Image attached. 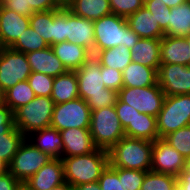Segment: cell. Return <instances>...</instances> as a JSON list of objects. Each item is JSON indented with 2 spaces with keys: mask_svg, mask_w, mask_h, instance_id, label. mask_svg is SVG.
<instances>
[{
  "mask_svg": "<svg viewBox=\"0 0 190 190\" xmlns=\"http://www.w3.org/2000/svg\"><path fill=\"white\" fill-rule=\"evenodd\" d=\"M75 73L79 98L87 102L91 111L115 105L118 92L105 87L101 64L94 55H91Z\"/></svg>",
  "mask_w": 190,
  "mask_h": 190,
  "instance_id": "6da1fadb",
  "label": "cell"
},
{
  "mask_svg": "<svg viewBox=\"0 0 190 190\" xmlns=\"http://www.w3.org/2000/svg\"><path fill=\"white\" fill-rule=\"evenodd\" d=\"M61 160L65 181L75 188L83 183L97 182L109 165V154L97 148L89 154L64 157Z\"/></svg>",
  "mask_w": 190,
  "mask_h": 190,
  "instance_id": "7a4b0ae2",
  "label": "cell"
},
{
  "mask_svg": "<svg viewBox=\"0 0 190 190\" xmlns=\"http://www.w3.org/2000/svg\"><path fill=\"white\" fill-rule=\"evenodd\" d=\"M153 142L124 136L109 151V166L148 172Z\"/></svg>",
  "mask_w": 190,
  "mask_h": 190,
  "instance_id": "3957f363",
  "label": "cell"
},
{
  "mask_svg": "<svg viewBox=\"0 0 190 190\" xmlns=\"http://www.w3.org/2000/svg\"><path fill=\"white\" fill-rule=\"evenodd\" d=\"M95 33V54L98 51L124 45L133 48L140 37L133 32L125 17L109 14L93 21Z\"/></svg>",
  "mask_w": 190,
  "mask_h": 190,
  "instance_id": "277c9868",
  "label": "cell"
},
{
  "mask_svg": "<svg viewBox=\"0 0 190 190\" xmlns=\"http://www.w3.org/2000/svg\"><path fill=\"white\" fill-rule=\"evenodd\" d=\"M54 105L50 97L36 96L14 112L15 127L25 137L34 131L50 127Z\"/></svg>",
  "mask_w": 190,
  "mask_h": 190,
  "instance_id": "5b68a950",
  "label": "cell"
},
{
  "mask_svg": "<svg viewBox=\"0 0 190 190\" xmlns=\"http://www.w3.org/2000/svg\"><path fill=\"white\" fill-rule=\"evenodd\" d=\"M89 130L96 147L106 151L125 136L114 106L91 111Z\"/></svg>",
  "mask_w": 190,
  "mask_h": 190,
  "instance_id": "8992f818",
  "label": "cell"
},
{
  "mask_svg": "<svg viewBox=\"0 0 190 190\" xmlns=\"http://www.w3.org/2000/svg\"><path fill=\"white\" fill-rule=\"evenodd\" d=\"M190 125V94L165 96L157 116L159 138Z\"/></svg>",
  "mask_w": 190,
  "mask_h": 190,
  "instance_id": "52a82bcc",
  "label": "cell"
},
{
  "mask_svg": "<svg viewBox=\"0 0 190 190\" xmlns=\"http://www.w3.org/2000/svg\"><path fill=\"white\" fill-rule=\"evenodd\" d=\"M50 160L47 154L35 148L26 138L18 147L17 153L9 164V172L24 184L37 171H39Z\"/></svg>",
  "mask_w": 190,
  "mask_h": 190,
  "instance_id": "ba28073f",
  "label": "cell"
},
{
  "mask_svg": "<svg viewBox=\"0 0 190 190\" xmlns=\"http://www.w3.org/2000/svg\"><path fill=\"white\" fill-rule=\"evenodd\" d=\"M118 98L139 113L157 117L162 109L165 94L157 83L141 88L123 87L118 92Z\"/></svg>",
  "mask_w": 190,
  "mask_h": 190,
  "instance_id": "9c48e42d",
  "label": "cell"
},
{
  "mask_svg": "<svg viewBox=\"0 0 190 190\" xmlns=\"http://www.w3.org/2000/svg\"><path fill=\"white\" fill-rule=\"evenodd\" d=\"M91 109L82 98L55 104L50 127L59 132L68 128H90Z\"/></svg>",
  "mask_w": 190,
  "mask_h": 190,
  "instance_id": "30bf717a",
  "label": "cell"
},
{
  "mask_svg": "<svg viewBox=\"0 0 190 190\" xmlns=\"http://www.w3.org/2000/svg\"><path fill=\"white\" fill-rule=\"evenodd\" d=\"M30 74L31 69L25 53L10 47H0V86L4 92L18 82L28 80Z\"/></svg>",
  "mask_w": 190,
  "mask_h": 190,
  "instance_id": "8fae6325",
  "label": "cell"
},
{
  "mask_svg": "<svg viewBox=\"0 0 190 190\" xmlns=\"http://www.w3.org/2000/svg\"><path fill=\"white\" fill-rule=\"evenodd\" d=\"M186 159L163 138L153 142L151 171L178 177Z\"/></svg>",
  "mask_w": 190,
  "mask_h": 190,
  "instance_id": "7c38bea8",
  "label": "cell"
},
{
  "mask_svg": "<svg viewBox=\"0 0 190 190\" xmlns=\"http://www.w3.org/2000/svg\"><path fill=\"white\" fill-rule=\"evenodd\" d=\"M157 74L165 96L190 94V65L161 64Z\"/></svg>",
  "mask_w": 190,
  "mask_h": 190,
  "instance_id": "4fadbf2b",
  "label": "cell"
},
{
  "mask_svg": "<svg viewBox=\"0 0 190 190\" xmlns=\"http://www.w3.org/2000/svg\"><path fill=\"white\" fill-rule=\"evenodd\" d=\"M93 20L75 15L66 7V41L87 48L95 55V33Z\"/></svg>",
  "mask_w": 190,
  "mask_h": 190,
  "instance_id": "5bb4252c",
  "label": "cell"
},
{
  "mask_svg": "<svg viewBox=\"0 0 190 190\" xmlns=\"http://www.w3.org/2000/svg\"><path fill=\"white\" fill-rule=\"evenodd\" d=\"M60 133L63 141L61 158L85 155L97 149L89 128H68Z\"/></svg>",
  "mask_w": 190,
  "mask_h": 190,
  "instance_id": "9a60e30c",
  "label": "cell"
},
{
  "mask_svg": "<svg viewBox=\"0 0 190 190\" xmlns=\"http://www.w3.org/2000/svg\"><path fill=\"white\" fill-rule=\"evenodd\" d=\"M30 17L0 9V47H11L29 26Z\"/></svg>",
  "mask_w": 190,
  "mask_h": 190,
  "instance_id": "2e32d148",
  "label": "cell"
},
{
  "mask_svg": "<svg viewBox=\"0 0 190 190\" xmlns=\"http://www.w3.org/2000/svg\"><path fill=\"white\" fill-rule=\"evenodd\" d=\"M63 182H65L63 162L61 159H52L24 185L29 190H50Z\"/></svg>",
  "mask_w": 190,
  "mask_h": 190,
  "instance_id": "e0dca14e",
  "label": "cell"
},
{
  "mask_svg": "<svg viewBox=\"0 0 190 190\" xmlns=\"http://www.w3.org/2000/svg\"><path fill=\"white\" fill-rule=\"evenodd\" d=\"M26 56L31 72L46 74L54 78L68 72L51 46L43 50L26 53Z\"/></svg>",
  "mask_w": 190,
  "mask_h": 190,
  "instance_id": "ac0fdd59",
  "label": "cell"
},
{
  "mask_svg": "<svg viewBox=\"0 0 190 190\" xmlns=\"http://www.w3.org/2000/svg\"><path fill=\"white\" fill-rule=\"evenodd\" d=\"M161 64L190 65V47L184 37L164 35L160 45Z\"/></svg>",
  "mask_w": 190,
  "mask_h": 190,
  "instance_id": "d6986e66",
  "label": "cell"
},
{
  "mask_svg": "<svg viewBox=\"0 0 190 190\" xmlns=\"http://www.w3.org/2000/svg\"><path fill=\"white\" fill-rule=\"evenodd\" d=\"M126 20L130 29L140 38L161 39L165 35L154 15L145 7L129 15Z\"/></svg>",
  "mask_w": 190,
  "mask_h": 190,
  "instance_id": "ffe728a7",
  "label": "cell"
},
{
  "mask_svg": "<svg viewBox=\"0 0 190 190\" xmlns=\"http://www.w3.org/2000/svg\"><path fill=\"white\" fill-rule=\"evenodd\" d=\"M35 148L52 159H61L63 141L61 133L52 127L37 130L25 137Z\"/></svg>",
  "mask_w": 190,
  "mask_h": 190,
  "instance_id": "44dd1931",
  "label": "cell"
},
{
  "mask_svg": "<svg viewBox=\"0 0 190 190\" xmlns=\"http://www.w3.org/2000/svg\"><path fill=\"white\" fill-rule=\"evenodd\" d=\"M55 55L68 71H76L85 63L92 53L85 47L69 41L51 45Z\"/></svg>",
  "mask_w": 190,
  "mask_h": 190,
  "instance_id": "7402d4cb",
  "label": "cell"
},
{
  "mask_svg": "<svg viewBox=\"0 0 190 190\" xmlns=\"http://www.w3.org/2000/svg\"><path fill=\"white\" fill-rule=\"evenodd\" d=\"M161 39L140 38L136 45L130 49L132 62L139 63L158 71L160 61Z\"/></svg>",
  "mask_w": 190,
  "mask_h": 190,
  "instance_id": "603a6c76",
  "label": "cell"
},
{
  "mask_svg": "<svg viewBox=\"0 0 190 190\" xmlns=\"http://www.w3.org/2000/svg\"><path fill=\"white\" fill-rule=\"evenodd\" d=\"M123 87H147L158 83L157 70L131 62L123 71Z\"/></svg>",
  "mask_w": 190,
  "mask_h": 190,
  "instance_id": "cb8c5ba5",
  "label": "cell"
},
{
  "mask_svg": "<svg viewBox=\"0 0 190 190\" xmlns=\"http://www.w3.org/2000/svg\"><path fill=\"white\" fill-rule=\"evenodd\" d=\"M50 98L55 104H61L79 98L77 75L75 71H68L54 78Z\"/></svg>",
  "mask_w": 190,
  "mask_h": 190,
  "instance_id": "d4e9b609",
  "label": "cell"
},
{
  "mask_svg": "<svg viewBox=\"0 0 190 190\" xmlns=\"http://www.w3.org/2000/svg\"><path fill=\"white\" fill-rule=\"evenodd\" d=\"M66 7L75 15L93 21L112 13L109 0H70Z\"/></svg>",
  "mask_w": 190,
  "mask_h": 190,
  "instance_id": "484cf974",
  "label": "cell"
},
{
  "mask_svg": "<svg viewBox=\"0 0 190 190\" xmlns=\"http://www.w3.org/2000/svg\"><path fill=\"white\" fill-rule=\"evenodd\" d=\"M124 133L126 137L145 139L154 142L159 139L157 129V117L149 114L140 113L133 119L132 124H129Z\"/></svg>",
  "mask_w": 190,
  "mask_h": 190,
  "instance_id": "4316f807",
  "label": "cell"
},
{
  "mask_svg": "<svg viewBox=\"0 0 190 190\" xmlns=\"http://www.w3.org/2000/svg\"><path fill=\"white\" fill-rule=\"evenodd\" d=\"M190 34V0L170 8L168 30L165 35L185 37Z\"/></svg>",
  "mask_w": 190,
  "mask_h": 190,
  "instance_id": "83f0119b",
  "label": "cell"
},
{
  "mask_svg": "<svg viewBox=\"0 0 190 190\" xmlns=\"http://www.w3.org/2000/svg\"><path fill=\"white\" fill-rule=\"evenodd\" d=\"M94 56L99 60L101 66L121 72L132 62L131 52L124 45L98 51Z\"/></svg>",
  "mask_w": 190,
  "mask_h": 190,
  "instance_id": "f1b7e54d",
  "label": "cell"
},
{
  "mask_svg": "<svg viewBox=\"0 0 190 190\" xmlns=\"http://www.w3.org/2000/svg\"><path fill=\"white\" fill-rule=\"evenodd\" d=\"M35 97L28 80H25L5 91L4 104L15 112L18 108L30 103Z\"/></svg>",
  "mask_w": 190,
  "mask_h": 190,
  "instance_id": "f546056e",
  "label": "cell"
},
{
  "mask_svg": "<svg viewBox=\"0 0 190 190\" xmlns=\"http://www.w3.org/2000/svg\"><path fill=\"white\" fill-rule=\"evenodd\" d=\"M29 26L49 45H53V10L34 12Z\"/></svg>",
  "mask_w": 190,
  "mask_h": 190,
  "instance_id": "4dcf8cb0",
  "label": "cell"
},
{
  "mask_svg": "<svg viewBox=\"0 0 190 190\" xmlns=\"http://www.w3.org/2000/svg\"><path fill=\"white\" fill-rule=\"evenodd\" d=\"M25 136L14 127L9 133L0 135V158L11 163L13 156L17 153L18 147L24 141Z\"/></svg>",
  "mask_w": 190,
  "mask_h": 190,
  "instance_id": "1f68e13d",
  "label": "cell"
},
{
  "mask_svg": "<svg viewBox=\"0 0 190 190\" xmlns=\"http://www.w3.org/2000/svg\"><path fill=\"white\" fill-rule=\"evenodd\" d=\"M47 47H49V45L44 39L28 26L26 31H24L10 48L26 54L33 51L43 50Z\"/></svg>",
  "mask_w": 190,
  "mask_h": 190,
  "instance_id": "d6a6232c",
  "label": "cell"
},
{
  "mask_svg": "<svg viewBox=\"0 0 190 190\" xmlns=\"http://www.w3.org/2000/svg\"><path fill=\"white\" fill-rule=\"evenodd\" d=\"M177 185V177L148 171L145 174L140 190H172Z\"/></svg>",
  "mask_w": 190,
  "mask_h": 190,
  "instance_id": "836d02e7",
  "label": "cell"
},
{
  "mask_svg": "<svg viewBox=\"0 0 190 190\" xmlns=\"http://www.w3.org/2000/svg\"><path fill=\"white\" fill-rule=\"evenodd\" d=\"M185 159L190 158V125L169 133L163 138Z\"/></svg>",
  "mask_w": 190,
  "mask_h": 190,
  "instance_id": "e575fe53",
  "label": "cell"
},
{
  "mask_svg": "<svg viewBox=\"0 0 190 190\" xmlns=\"http://www.w3.org/2000/svg\"><path fill=\"white\" fill-rule=\"evenodd\" d=\"M101 190H124L123 168L110 167L102 172L98 180Z\"/></svg>",
  "mask_w": 190,
  "mask_h": 190,
  "instance_id": "d590c367",
  "label": "cell"
},
{
  "mask_svg": "<svg viewBox=\"0 0 190 190\" xmlns=\"http://www.w3.org/2000/svg\"><path fill=\"white\" fill-rule=\"evenodd\" d=\"M53 81L54 77L37 72H31L28 77V82L34 91L35 96L50 97L53 89Z\"/></svg>",
  "mask_w": 190,
  "mask_h": 190,
  "instance_id": "8d00e7d4",
  "label": "cell"
},
{
  "mask_svg": "<svg viewBox=\"0 0 190 190\" xmlns=\"http://www.w3.org/2000/svg\"><path fill=\"white\" fill-rule=\"evenodd\" d=\"M144 7L154 15L164 33L168 30L170 8L162 0H145Z\"/></svg>",
  "mask_w": 190,
  "mask_h": 190,
  "instance_id": "74e56055",
  "label": "cell"
},
{
  "mask_svg": "<svg viewBox=\"0 0 190 190\" xmlns=\"http://www.w3.org/2000/svg\"><path fill=\"white\" fill-rule=\"evenodd\" d=\"M145 0H109L113 14L127 18L144 7Z\"/></svg>",
  "mask_w": 190,
  "mask_h": 190,
  "instance_id": "f35d334b",
  "label": "cell"
},
{
  "mask_svg": "<svg viewBox=\"0 0 190 190\" xmlns=\"http://www.w3.org/2000/svg\"><path fill=\"white\" fill-rule=\"evenodd\" d=\"M66 41V6L53 10V44Z\"/></svg>",
  "mask_w": 190,
  "mask_h": 190,
  "instance_id": "ab89813d",
  "label": "cell"
},
{
  "mask_svg": "<svg viewBox=\"0 0 190 190\" xmlns=\"http://www.w3.org/2000/svg\"><path fill=\"white\" fill-rule=\"evenodd\" d=\"M101 75H103L106 88L117 92L123 88V75L120 70L101 66Z\"/></svg>",
  "mask_w": 190,
  "mask_h": 190,
  "instance_id": "60d3db41",
  "label": "cell"
},
{
  "mask_svg": "<svg viewBox=\"0 0 190 190\" xmlns=\"http://www.w3.org/2000/svg\"><path fill=\"white\" fill-rule=\"evenodd\" d=\"M146 173L141 170L123 168L124 190H140Z\"/></svg>",
  "mask_w": 190,
  "mask_h": 190,
  "instance_id": "b9f144b4",
  "label": "cell"
},
{
  "mask_svg": "<svg viewBox=\"0 0 190 190\" xmlns=\"http://www.w3.org/2000/svg\"><path fill=\"white\" fill-rule=\"evenodd\" d=\"M114 107L123 129H125L129 124H132L136 115H140L137 110L128 104L123 103L119 98H117Z\"/></svg>",
  "mask_w": 190,
  "mask_h": 190,
  "instance_id": "7bdbcfd3",
  "label": "cell"
},
{
  "mask_svg": "<svg viewBox=\"0 0 190 190\" xmlns=\"http://www.w3.org/2000/svg\"><path fill=\"white\" fill-rule=\"evenodd\" d=\"M14 127V112L4 103L0 104V135L9 133Z\"/></svg>",
  "mask_w": 190,
  "mask_h": 190,
  "instance_id": "ee69618b",
  "label": "cell"
},
{
  "mask_svg": "<svg viewBox=\"0 0 190 190\" xmlns=\"http://www.w3.org/2000/svg\"><path fill=\"white\" fill-rule=\"evenodd\" d=\"M2 6L27 17L34 13L31 7H27V0H2Z\"/></svg>",
  "mask_w": 190,
  "mask_h": 190,
  "instance_id": "f6af8a7d",
  "label": "cell"
},
{
  "mask_svg": "<svg viewBox=\"0 0 190 190\" xmlns=\"http://www.w3.org/2000/svg\"><path fill=\"white\" fill-rule=\"evenodd\" d=\"M27 7L34 12H42L59 9L62 5L57 0H27Z\"/></svg>",
  "mask_w": 190,
  "mask_h": 190,
  "instance_id": "bcb514c9",
  "label": "cell"
},
{
  "mask_svg": "<svg viewBox=\"0 0 190 190\" xmlns=\"http://www.w3.org/2000/svg\"><path fill=\"white\" fill-rule=\"evenodd\" d=\"M21 185L9 171L0 175V190H18Z\"/></svg>",
  "mask_w": 190,
  "mask_h": 190,
  "instance_id": "7dc6e473",
  "label": "cell"
},
{
  "mask_svg": "<svg viewBox=\"0 0 190 190\" xmlns=\"http://www.w3.org/2000/svg\"><path fill=\"white\" fill-rule=\"evenodd\" d=\"M177 184L182 190H190V175L182 170L177 177Z\"/></svg>",
  "mask_w": 190,
  "mask_h": 190,
  "instance_id": "c3c4849f",
  "label": "cell"
},
{
  "mask_svg": "<svg viewBox=\"0 0 190 190\" xmlns=\"http://www.w3.org/2000/svg\"><path fill=\"white\" fill-rule=\"evenodd\" d=\"M74 190H101L100 185L97 182L83 183L74 188Z\"/></svg>",
  "mask_w": 190,
  "mask_h": 190,
  "instance_id": "681fc988",
  "label": "cell"
},
{
  "mask_svg": "<svg viewBox=\"0 0 190 190\" xmlns=\"http://www.w3.org/2000/svg\"><path fill=\"white\" fill-rule=\"evenodd\" d=\"M162 1L165 6L169 8H173V7L179 6L180 4L188 2L189 0H162Z\"/></svg>",
  "mask_w": 190,
  "mask_h": 190,
  "instance_id": "f907efd6",
  "label": "cell"
},
{
  "mask_svg": "<svg viewBox=\"0 0 190 190\" xmlns=\"http://www.w3.org/2000/svg\"><path fill=\"white\" fill-rule=\"evenodd\" d=\"M50 190H74V188L65 181V182L55 186L54 188H51Z\"/></svg>",
  "mask_w": 190,
  "mask_h": 190,
  "instance_id": "816d5d0a",
  "label": "cell"
},
{
  "mask_svg": "<svg viewBox=\"0 0 190 190\" xmlns=\"http://www.w3.org/2000/svg\"><path fill=\"white\" fill-rule=\"evenodd\" d=\"M9 171V164L0 158V175H3Z\"/></svg>",
  "mask_w": 190,
  "mask_h": 190,
  "instance_id": "f5cc1de1",
  "label": "cell"
},
{
  "mask_svg": "<svg viewBox=\"0 0 190 190\" xmlns=\"http://www.w3.org/2000/svg\"><path fill=\"white\" fill-rule=\"evenodd\" d=\"M184 171L190 175V158L186 159L185 161Z\"/></svg>",
  "mask_w": 190,
  "mask_h": 190,
  "instance_id": "db71d44e",
  "label": "cell"
},
{
  "mask_svg": "<svg viewBox=\"0 0 190 190\" xmlns=\"http://www.w3.org/2000/svg\"><path fill=\"white\" fill-rule=\"evenodd\" d=\"M4 91L2 89V87L0 86V104L4 103Z\"/></svg>",
  "mask_w": 190,
  "mask_h": 190,
  "instance_id": "11a10c76",
  "label": "cell"
},
{
  "mask_svg": "<svg viewBox=\"0 0 190 190\" xmlns=\"http://www.w3.org/2000/svg\"><path fill=\"white\" fill-rule=\"evenodd\" d=\"M184 38L186 39V41H187V43L189 44V47H190V34L186 35Z\"/></svg>",
  "mask_w": 190,
  "mask_h": 190,
  "instance_id": "9f6ffc18",
  "label": "cell"
},
{
  "mask_svg": "<svg viewBox=\"0 0 190 190\" xmlns=\"http://www.w3.org/2000/svg\"><path fill=\"white\" fill-rule=\"evenodd\" d=\"M18 190H29L24 184H22Z\"/></svg>",
  "mask_w": 190,
  "mask_h": 190,
  "instance_id": "6f0895ef",
  "label": "cell"
},
{
  "mask_svg": "<svg viewBox=\"0 0 190 190\" xmlns=\"http://www.w3.org/2000/svg\"><path fill=\"white\" fill-rule=\"evenodd\" d=\"M62 6H66V0H57Z\"/></svg>",
  "mask_w": 190,
  "mask_h": 190,
  "instance_id": "680465c9",
  "label": "cell"
},
{
  "mask_svg": "<svg viewBox=\"0 0 190 190\" xmlns=\"http://www.w3.org/2000/svg\"><path fill=\"white\" fill-rule=\"evenodd\" d=\"M172 190H182L180 186L177 184Z\"/></svg>",
  "mask_w": 190,
  "mask_h": 190,
  "instance_id": "91938a15",
  "label": "cell"
},
{
  "mask_svg": "<svg viewBox=\"0 0 190 190\" xmlns=\"http://www.w3.org/2000/svg\"><path fill=\"white\" fill-rule=\"evenodd\" d=\"M1 7H2V0H0V9H1Z\"/></svg>",
  "mask_w": 190,
  "mask_h": 190,
  "instance_id": "94428289",
  "label": "cell"
}]
</instances>
